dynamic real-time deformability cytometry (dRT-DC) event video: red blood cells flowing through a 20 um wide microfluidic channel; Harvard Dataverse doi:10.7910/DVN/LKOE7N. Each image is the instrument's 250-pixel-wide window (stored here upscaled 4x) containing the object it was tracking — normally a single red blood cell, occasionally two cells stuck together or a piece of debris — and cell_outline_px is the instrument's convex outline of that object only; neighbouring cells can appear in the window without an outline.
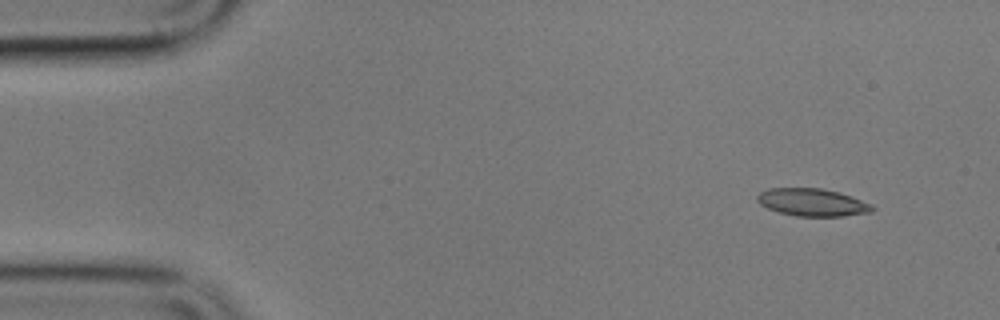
{"species": "common noctule bat (a hibernating species)", "species_latin": "Nyctalus noctula", "temperature_condition": "cold", "stored_images_in_passage": 3, "camera_frame_rate_fps": 3000, "um_per_image_px": 0.085, "animal": {"sex": "male", "body_mass_g": 17.9}, "frame": {"image": 1, "passage_image": 1, "time_ms": 0.0, "image_size_px": [1000, 320], "cell_outline_px": [[876, 208], [872, 212], [844, 216], [796, 216], [780, 212], [768, 208], [760, 204], [756, 200], [756, 196], [760, 192], [768, 188], [820, 188], [840, 192], [852, 196], [872, 204]], "centroid_in_image_um": [69.07, 17.19], "position_along_channel_um": 15.9, "area_um2": 18.61}}
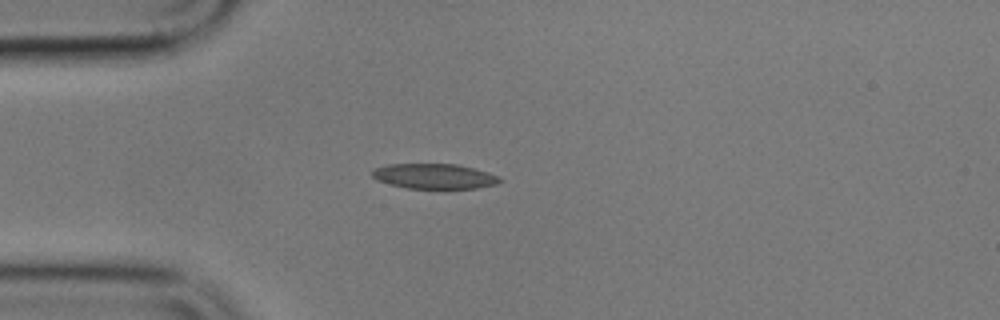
{"frame": {"image": 2, "passage_image": 3, "time_ms": 3.333, "image_size_px": [1000, 320], "cell_outline_px": [[504, 180], [496, 184], [476, 188], [408, 188], [376, 180], [372, 176], [372, 168], [388, 164], [456, 164], [488, 172], [500, 176]], "centroid_in_image_um": [36.92, 14.97], "position_along_channel_um": 48.1, "area_um2": 18.61}}